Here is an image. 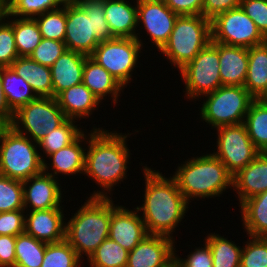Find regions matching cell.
<instances>
[{
    "instance_id": "681fc988",
    "label": "cell",
    "mask_w": 267,
    "mask_h": 267,
    "mask_svg": "<svg viewBox=\"0 0 267 267\" xmlns=\"http://www.w3.org/2000/svg\"><path fill=\"white\" fill-rule=\"evenodd\" d=\"M13 116L14 113L10 110L4 94L2 85V67H0V123L3 126L9 125Z\"/></svg>"
},
{
    "instance_id": "e575fe53",
    "label": "cell",
    "mask_w": 267,
    "mask_h": 267,
    "mask_svg": "<svg viewBox=\"0 0 267 267\" xmlns=\"http://www.w3.org/2000/svg\"><path fill=\"white\" fill-rule=\"evenodd\" d=\"M129 251L109 237L89 257V267H126Z\"/></svg>"
},
{
    "instance_id": "d6986e66",
    "label": "cell",
    "mask_w": 267,
    "mask_h": 267,
    "mask_svg": "<svg viewBox=\"0 0 267 267\" xmlns=\"http://www.w3.org/2000/svg\"><path fill=\"white\" fill-rule=\"evenodd\" d=\"M86 134L87 133L84 131L73 143L61 148L53 154H50L47 158H49V161L51 160V164H48V161L45 160L43 162V171L50 174L57 180L59 179L58 176L60 174L64 176H77L78 173L84 175L86 153L85 144H87Z\"/></svg>"
},
{
    "instance_id": "b9f144b4",
    "label": "cell",
    "mask_w": 267,
    "mask_h": 267,
    "mask_svg": "<svg viewBox=\"0 0 267 267\" xmlns=\"http://www.w3.org/2000/svg\"><path fill=\"white\" fill-rule=\"evenodd\" d=\"M66 51L67 47L64 42L42 38L29 57L41 65L51 67Z\"/></svg>"
},
{
    "instance_id": "9a60e30c",
    "label": "cell",
    "mask_w": 267,
    "mask_h": 267,
    "mask_svg": "<svg viewBox=\"0 0 267 267\" xmlns=\"http://www.w3.org/2000/svg\"><path fill=\"white\" fill-rule=\"evenodd\" d=\"M59 182H61L60 179L57 180L44 171L22 181L24 210L64 208L62 205L64 191L61 190L62 186Z\"/></svg>"
},
{
    "instance_id": "4dcf8cb0",
    "label": "cell",
    "mask_w": 267,
    "mask_h": 267,
    "mask_svg": "<svg viewBox=\"0 0 267 267\" xmlns=\"http://www.w3.org/2000/svg\"><path fill=\"white\" fill-rule=\"evenodd\" d=\"M204 240L211 250L213 267H240L243 246L215 232L208 234Z\"/></svg>"
},
{
    "instance_id": "f5cc1de1",
    "label": "cell",
    "mask_w": 267,
    "mask_h": 267,
    "mask_svg": "<svg viewBox=\"0 0 267 267\" xmlns=\"http://www.w3.org/2000/svg\"><path fill=\"white\" fill-rule=\"evenodd\" d=\"M172 267H183V266L174 258Z\"/></svg>"
},
{
    "instance_id": "7402d4cb",
    "label": "cell",
    "mask_w": 267,
    "mask_h": 267,
    "mask_svg": "<svg viewBox=\"0 0 267 267\" xmlns=\"http://www.w3.org/2000/svg\"><path fill=\"white\" fill-rule=\"evenodd\" d=\"M211 43L219 51L220 78L223 86H244L248 70V48Z\"/></svg>"
},
{
    "instance_id": "30bf717a",
    "label": "cell",
    "mask_w": 267,
    "mask_h": 267,
    "mask_svg": "<svg viewBox=\"0 0 267 267\" xmlns=\"http://www.w3.org/2000/svg\"><path fill=\"white\" fill-rule=\"evenodd\" d=\"M141 50V43L136 38L113 37L100 42L89 57L126 88L133 81L135 68L139 67Z\"/></svg>"
},
{
    "instance_id": "7dc6e473",
    "label": "cell",
    "mask_w": 267,
    "mask_h": 267,
    "mask_svg": "<svg viewBox=\"0 0 267 267\" xmlns=\"http://www.w3.org/2000/svg\"><path fill=\"white\" fill-rule=\"evenodd\" d=\"M165 4L179 16L202 15L203 0H164Z\"/></svg>"
},
{
    "instance_id": "ffe728a7",
    "label": "cell",
    "mask_w": 267,
    "mask_h": 267,
    "mask_svg": "<svg viewBox=\"0 0 267 267\" xmlns=\"http://www.w3.org/2000/svg\"><path fill=\"white\" fill-rule=\"evenodd\" d=\"M104 0V13L112 37L136 38L142 48L145 43L137 30V0ZM138 33H137V32ZM139 35V36H138Z\"/></svg>"
},
{
    "instance_id": "f35d334b",
    "label": "cell",
    "mask_w": 267,
    "mask_h": 267,
    "mask_svg": "<svg viewBox=\"0 0 267 267\" xmlns=\"http://www.w3.org/2000/svg\"><path fill=\"white\" fill-rule=\"evenodd\" d=\"M24 209L22 181L0 175V212Z\"/></svg>"
},
{
    "instance_id": "f6af8a7d",
    "label": "cell",
    "mask_w": 267,
    "mask_h": 267,
    "mask_svg": "<svg viewBox=\"0 0 267 267\" xmlns=\"http://www.w3.org/2000/svg\"><path fill=\"white\" fill-rule=\"evenodd\" d=\"M204 247H196L193 251L187 254V258H182L177 255L176 247H175V259L183 266V267H213L212 262V253L209 246L205 243Z\"/></svg>"
},
{
    "instance_id": "6da1fadb",
    "label": "cell",
    "mask_w": 267,
    "mask_h": 267,
    "mask_svg": "<svg viewBox=\"0 0 267 267\" xmlns=\"http://www.w3.org/2000/svg\"><path fill=\"white\" fill-rule=\"evenodd\" d=\"M109 131L93 126L87 134L88 148L86 147L84 174L101 188L93 191L89 197H112L114 187L128 177L126 174L129 166L127 165L130 164L132 153L128 148L127 140L132 133Z\"/></svg>"
},
{
    "instance_id": "8d00e7d4",
    "label": "cell",
    "mask_w": 267,
    "mask_h": 267,
    "mask_svg": "<svg viewBox=\"0 0 267 267\" xmlns=\"http://www.w3.org/2000/svg\"><path fill=\"white\" fill-rule=\"evenodd\" d=\"M82 261L75 249L64 239L46 245L41 267H81Z\"/></svg>"
},
{
    "instance_id": "816d5d0a",
    "label": "cell",
    "mask_w": 267,
    "mask_h": 267,
    "mask_svg": "<svg viewBox=\"0 0 267 267\" xmlns=\"http://www.w3.org/2000/svg\"><path fill=\"white\" fill-rule=\"evenodd\" d=\"M5 14V6L0 2V19L4 17Z\"/></svg>"
},
{
    "instance_id": "c3c4849f",
    "label": "cell",
    "mask_w": 267,
    "mask_h": 267,
    "mask_svg": "<svg viewBox=\"0 0 267 267\" xmlns=\"http://www.w3.org/2000/svg\"><path fill=\"white\" fill-rule=\"evenodd\" d=\"M15 236L0 235V267H15Z\"/></svg>"
},
{
    "instance_id": "44dd1931",
    "label": "cell",
    "mask_w": 267,
    "mask_h": 267,
    "mask_svg": "<svg viewBox=\"0 0 267 267\" xmlns=\"http://www.w3.org/2000/svg\"><path fill=\"white\" fill-rule=\"evenodd\" d=\"M233 191L241 205L245 200L267 191V152L256 158L233 176Z\"/></svg>"
},
{
    "instance_id": "74e56055",
    "label": "cell",
    "mask_w": 267,
    "mask_h": 267,
    "mask_svg": "<svg viewBox=\"0 0 267 267\" xmlns=\"http://www.w3.org/2000/svg\"><path fill=\"white\" fill-rule=\"evenodd\" d=\"M65 0H10L5 13L18 18H34L47 11L56 10Z\"/></svg>"
},
{
    "instance_id": "cb8c5ba5",
    "label": "cell",
    "mask_w": 267,
    "mask_h": 267,
    "mask_svg": "<svg viewBox=\"0 0 267 267\" xmlns=\"http://www.w3.org/2000/svg\"><path fill=\"white\" fill-rule=\"evenodd\" d=\"M55 98L66 117L77 121L91 117L101 103L83 83L63 90Z\"/></svg>"
},
{
    "instance_id": "3957f363",
    "label": "cell",
    "mask_w": 267,
    "mask_h": 267,
    "mask_svg": "<svg viewBox=\"0 0 267 267\" xmlns=\"http://www.w3.org/2000/svg\"><path fill=\"white\" fill-rule=\"evenodd\" d=\"M172 178L189 204L194 199L221 197L227 189H233V176L213 153L178 163Z\"/></svg>"
},
{
    "instance_id": "836d02e7",
    "label": "cell",
    "mask_w": 267,
    "mask_h": 267,
    "mask_svg": "<svg viewBox=\"0 0 267 267\" xmlns=\"http://www.w3.org/2000/svg\"><path fill=\"white\" fill-rule=\"evenodd\" d=\"M47 243L26 234L16 236L15 267H41Z\"/></svg>"
},
{
    "instance_id": "9c48e42d",
    "label": "cell",
    "mask_w": 267,
    "mask_h": 267,
    "mask_svg": "<svg viewBox=\"0 0 267 267\" xmlns=\"http://www.w3.org/2000/svg\"><path fill=\"white\" fill-rule=\"evenodd\" d=\"M67 119L55 97H37L14 112L9 125L38 144Z\"/></svg>"
},
{
    "instance_id": "8992f818",
    "label": "cell",
    "mask_w": 267,
    "mask_h": 267,
    "mask_svg": "<svg viewBox=\"0 0 267 267\" xmlns=\"http://www.w3.org/2000/svg\"><path fill=\"white\" fill-rule=\"evenodd\" d=\"M212 40L211 21L202 15L178 16L168 42L160 50L178 71Z\"/></svg>"
},
{
    "instance_id": "e0dca14e",
    "label": "cell",
    "mask_w": 267,
    "mask_h": 267,
    "mask_svg": "<svg viewBox=\"0 0 267 267\" xmlns=\"http://www.w3.org/2000/svg\"><path fill=\"white\" fill-rule=\"evenodd\" d=\"M114 202L109 238L130 252L148 235V232L136 207L131 210Z\"/></svg>"
},
{
    "instance_id": "603a6c76",
    "label": "cell",
    "mask_w": 267,
    "mask_h": 267,
    "mask_svg": "<svg viewBox=\"0 0 267 267\" xmlns=\"http://www.w3.org/2000/svg\"><path fill=\"white\" fill-rule=\"evenodd\" d=\"M88 56L67 50L50 67L53 97L72 86L82 83L85 59Z\"/></svg>"
},
{
    "instance_id": "277c9868",
    "label": "cell",
    "mask_w": 267,
    "mask_h": 267,
    "mask_svg": "<svg viewBox=\"0 0 267 267\" xmlns=\"http://www.w3.org/2000/svg\"><path fill=\"white\" fill-rule=\"evenodd\" d=\"M86 199L65 223V240L75 249L81 260L84 259V255L88 260L98 246L109 237L113 212L112 197Z\"/></svg>"
},
{
    "instance_id": "ab89813d",
    "label": "cell",
    "mask_w": 267,
    "mask_h": 267,
    "mask_svg": "<svg viewBox=\"0 0 267 267\" xmlns=\"http://www.w3.org/2000/svg\"><path fill=\"white\" fill-rule=\"evenodd\" d=\"M243 244L240 267H267V237L248 235Z\"/></svg>"
},
{
    "instance_id": "83f0119b",
    "label": "cell",
    "mask_w": 267,
    "mask_h": 267,
    "mask_svg": "<svg viewBox=\"0 0 267 267\" xmlns=\"http://www.w3.org/2000/svg\"><path fill=\"white\" fill-rule=\"evenodd\" d=\"M267 86V40L248 48V70L244 87L257 99Z\"/></svg>"
},
{
    "instance_id": "f1b7e54d",
    "label": "cell",
    "mask_w": 267,
    "mask_h": 267,
    "mask_svg": "<svg viewBox=\"0 0 267 267\" xmlns=\"http://www.w3.org/2000/svg\"><path fill=\"white\" fill-rule=\"evenodd\" d=\"M2 85L13 113L37 98L28 81L17 75L11 67H2Z\"/></svg>"
},
{
    "instance_id": "7bdbcfd3",
    "label": "cell",
    "mask_w": 267,
    "mask_h": 267,
    "mask_svg": "<svg viewBox=\"0 0 267 267\" xmlns=\"http://www.w3.org/2000/svg\"><path fill=\"white\" fill-rule=\"evenodd\" d=\"M25 210L0 212V235L17 236L25 232Z\"/></svg>"
},
{
    "instance_id": "d6a6232c",
    "label": "cell",
    "mask_w": 267,
    "mask_h": 267,
    "mask_svg": "<svg viewBox=\"0 0 267 267\" xmlns=\"http://www.w3.org/2000/svg\"><path fill=\"white\" fill-rule=\"evenodd\" d=\"M76 122L74 119H67L61 126L46 134L38 143L39 151L43 152L40 155L43 162L50 154L73 143L84 132V129L78 127L79 124L77 125Z\"/></svg>"
},
{
    "instance_id": "484cf974",
    "label": "cell",
    "mask_w": 267,
    "mask_h": 267,
    "mask_svg": "<svg viewBox=\"0 0 267 267\" xmlns=\"http://www.w3.org/2000/svg\"><path fill=\"white\" fill-rule=\"evenodd\" d=\"M10 67L28 81L37 97H53L50 67L41 65L30 57H18Z\"/></svg>"
},
{
    "instance_id": "db71d44e",
    "label": "cell",
    "mask_w": 267,
    "mask_h": 267,
    "mask_svg": "<svg viewBox=\"0 0 267 267\" xmlns=\"http://www.w3.org/2000/svg\"><path fill=\"white\" fill-rule=\"evenodd\" d=\"M10 0H0V2L4 5V6H6V4L9 2Z\"/></svg>"
},
{
    "instance_id": "d590c367",
    "label": "cell",
    "mask_w": 267,
    "mask_h": 267,
    "mask_svg": "<svg viewBox=\"0 0 267 267\" xmlns=\"http://www.w3.org/2000/svg\"><path fill=\"white\" fill-rule=\"evenodd\" d=\"M42 38L64 42L66 34V0L56 10L34 17Z\"/></svg>"
},
{
    "instance_id": "bcb514c9",
    "label": "cell",
    "mask_w": 267,
    "mask_h": 267,
    "mask_svg": "<svg viewBox=\"0 0 267 267\" xmlns=\"http://www.w3.org/2000/svg\"><path fill=\"white\" fill-rule=\"evenodd\" d=\"M242 0H203L202 16L214 19L218 14L240 7Z\"/></svg>"
},
{
    "instance_id": "60d3db41",
    "label": "cell",
    "mask_w": 267,
    "mask_h": 267,
    "mask_svg": "<svg viewBox=\"0 0 267 267\" xmlns=\"http://www.w3.org/2000/svg\"><path fill=\"white\" fill-rule=\"evenodd\" d=\"M18 57L11 15L5 13L0 19V67H10Z\"/></svg>"
},
{
    "instance_id": "f546056e",
    "label": "cell",
    "mask_w": 267,
    "mask_h": 267,
    "mask_svg": "<svg viewBox=\"0 0 267 267\" xmlns=\"http://www.w3.org/2000/svg\"><path fill=\"white\" fill-rule=\"evenodd\" d=\"M244 124L254 146L260 152H267V102L254 99Z\"/></svg>"
},
{
    "instance_id": "52a82bcc",
    "label": "cell",
    "mask_w": 267,
    "mask_h": 267,
    "mask_svg": "<svg viewBox=\"0 0 267 267\" xmlns=\"http://www.w3.org/2000/svg\"><path fill=\"white\" fill-rule=\"evenodd\" d=\"M38 144L10 125L0 129V175L24 181L43 171Z\"/></svg>"
},
{
    "instance_id": "4316f807",
    "label": "cell",
    "mask_w": 267,
    "mask_h": 267,
    "mask_svg": "<svg viewBox=\"0 0 267 267\" xmlns=\"http://www.w3.org/2000/svg\"><path fill=\"white\" fill-rule=\"evenodd\" d=\"M239 207L246 235L267 237V191L245 200Z\"/></svg>"
},
{
    "instance_id": "2e32d148",
    "label": "cell",
    "mask_w": 267,
    "mask_h": 267,
    "mask_svg": "<svg viewBox=\"0 0 267 267\" xmlns=\"http://www.w3.org/2000/svg\"><path fill=\"white\" fill-rule=\"evenodd\" d=\"M175 238L148 234L128 255L126 267H172Z\"/></svg>"
},
{
    "instance_id": "8fae6325",
    "label": "cell",
    "mask_w": 267,
    "mask_h": 267,
    "mask_svg": "<svg viewBox=\"0 0 267 267\" xmlns=\"http://www.w3.org/2000/svg\"><path fill=\"white\" fill-rule=\"evenodd\" d=\"M189 100H202V96L223 86L220 78L219 51L210 42L198 55L179 70Z\"/></svg>"
},
{
    "instance_id": "ba28073f",
    "label": "cell",
    "mask_w": 267,
    "mask_h": 267,
    "mask_svg": "<svg viewBox=\"0 0 267 267\" xmlns=\"http://www.w3.org/2000/svg\"><path fill=\"white\" fill-rule=\"evenodd\" d=\"M204 96L199 115L211 129L244 123L255 99L244 86H220Z\"/></svg>"
},
{
    "instance_id": "7c38bea8",
    "label": "cell",
    "mask_w": 267,
    "mask_h": 267,
    "mask_svg": "<svg viewBox=\"0 0 267 267\" xmlns=\"http://www.w3.org/2000/svg\"><path fill=\"white\" fill-rule=\"evenodd\" d=\"M217 151L213 154L234 176L252 162L260 151L252 143L244 123L216 128Z\"/></svg>"
},
{
    "instance_id": "7a4b0ae2",
    "label": "cell",
    "mask_w": 267,
    "mask_h": 267,
    "mask_svg": "<svg viewBox=\"0 0 267 267\" xmlns=\"http://www.w3.org/2000/svg\"><path fill=\"white\" fill-rule=\"evenodd\" d=\"M141 170L145 179L144 200L136 208L146 230L148 234L174 238L173 233L185 218L190 205L171 176L165 177L162 172L146 164Z\"/></svg>"
},
{
    "instance_id": "d4e9b609",
    "label": "cell",
    "mask_w": 267,
    "mask_h": 267,
    "mask_svg": "<svg viewBox=\"0 0 267 267\" xmlns=\"http://www.w3.org/2000/svg\"><path fill=\"white\" fill-rule=\"evenodd\" d=\"M82 83L102 101L111 96V103L118 104L120 94L125 89L104 67L90 57L85 59ZM105 97V98H104Z\"/></svg>"
},
{
    "instance_id": "5bb4252c",
    "label": "cell",
    "mask_w": 267,
    "mask_h": 267,
    "mask_svg": "<svg viewBox=\"0 0 267 267\" xmlns=\"http://www.w3.org/2000/svg\"><path fill=\"white\" fill-rule=\"evenodd\" d=\"M178 16L165 1L137 0V28H144L158 51L168 42Z\"/></svg>"
},
{
    "instance_id": "4fadbf2b",
    "label": "cell",
    "mask_w": 267,
    "mask_h": 267,
    "mask_svg": "<svg viewBox=\"0 0 267 267\" xmlns=\"http://www.w3.org/2000/svg\"><path fill=\"white\" fill-rule=\"evenodd\" d=\"M212 41L251 48L267 39L241 7L218 14L211 20Z\"/></svg>"
},
{
    "instance_id": "1f68e13d",
    "label": "cell",
    "mask_w": 267,
    "mask_h": 267,
    "mask_svg": "<svg viewBox=\"0 0 267 267\" xmlns=\"http://www.w3.org/2000/svg\"><path fill=\"white\" fill-rule=\"evenodd\" d=\"M11 26L19 57H29L42 40L36 20L11 16Z\"/></svg>"
},
{
    "instance_id": "f907efd6",
    "label": "cell",
    "mask_w": 267,
    "mask_h": 267,
    "mask_svg": "<svg viewBox=\"0 0 267 267\" xmlns=\"http://www.w3.org/2000/svg\"><path fill=\"white\" fill-rule=\"evenodd\" d=\"M257 99L267 102V86L266 90Z\"/></svg>"
},
{
    "instance_id": "ac0fdd59",
    "label": "cell",
    "mask_w": 267,
    "mask_h": 267,
    "mask_svg": "<svg viewBox=\"0 0 267 267\" xmlns=\"http://www.w3.org/2000/svg\"><path fill=\"white\" fill-rule=\"evenodd\" d=\"M63 209L25 211V233L47 244L64 240L67 217Z\"/></svg>"
},
{
    "instance_id": "ee69618b",
    "label": "cell",
    "mask_w": 267,
    "mask_h": 267,
    "mask_svg": "<svg viewBox=\"0 0 267 267\" xmlns=\"http://www.w3.org/2000/svg\"><path fill=\"white\" fill-rule=\"evenodd\" d=\"M240 7L267 39V0H242Z\"/></svg>"
},
{
    "instance_id": "5b68a950",
    "label": "cell",
    "mask_w": 267,
    "mask_h": 267,
    "mask_svg": "<svg viewBox=\"0 0 267 267\" xmlns=\"http://www.w3.org/2000/svg\"><path fill=\"white\" fill-rule=\"evenodd\" d=\"M104 0H66L67 50L90 56L100 42L111 39Z\"/></svg>"
}]
</instances>
